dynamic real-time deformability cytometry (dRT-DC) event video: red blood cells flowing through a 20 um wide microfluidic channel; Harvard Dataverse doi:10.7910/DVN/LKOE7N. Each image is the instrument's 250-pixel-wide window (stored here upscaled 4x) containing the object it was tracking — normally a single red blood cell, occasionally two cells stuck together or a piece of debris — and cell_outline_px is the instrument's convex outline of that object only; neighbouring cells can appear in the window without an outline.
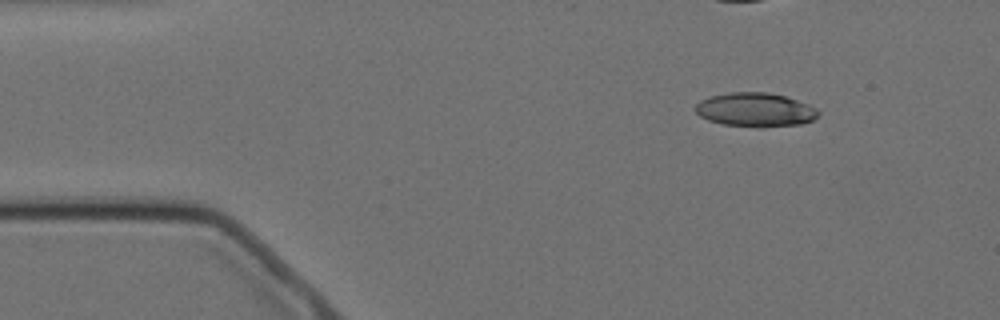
{"species": "Egyptian fruit bat (a non-hibernating species)", "species_latin": "Rousettus aegyptiacus", "temperature_condition": "cold", "stored_images_in_passage": 4, "camera_frame_rate_fps": 3000, "um_per_image_px": 0.085, "animal": {"sex": "female"}, "frame": {"image": 1, "passage_image": 2, "time_ms": 1.333, "image_size_px": [1000, 320], "cell_outline_px": [[820, 112], [812, 120], [800, 124], [764, 128], [760, 128], [724, 124], [708, 120], [700, 116], [696, 112], [696, 104], [700, 100], [708, 96], [728, 92], [768, 92], [784, 96], [808, 104], [816, 108]], "centroid_in_image_um": [64.18, 9.33], "position_along_channel_um": 20.8, "area_um2": 24.45}}